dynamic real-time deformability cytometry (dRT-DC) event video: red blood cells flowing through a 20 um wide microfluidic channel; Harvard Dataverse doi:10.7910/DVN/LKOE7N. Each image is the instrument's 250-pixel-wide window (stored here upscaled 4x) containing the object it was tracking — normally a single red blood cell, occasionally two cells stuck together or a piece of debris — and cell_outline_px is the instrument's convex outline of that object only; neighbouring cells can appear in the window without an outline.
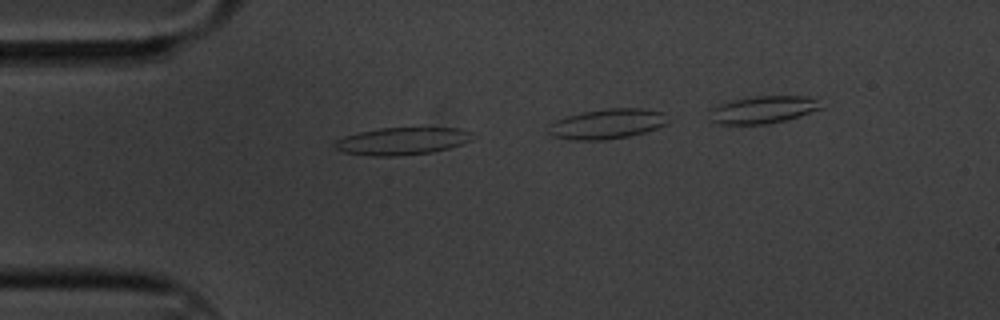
{"species": "common noctule bat (a hibernating species)", "species_latin": "Nyctalus noctula", "temperature_condition": "cold", "stored_images_in_passage": 4, "camera_frame_rate_fps": 3000, "um_per_image_px": 0.085, "animal": {"sex": "male", "body_mass_g": 20.1, "forearm_length_mm": 53.5}, "frame": {"image": 1, "passage_image": 2, "time_ms": 0.333, "image_size_px": [1000, 320], "cell_outline_px": [[476, 136], [472, 140], [464, 144], [432, 152], [392, 156], [376, 156], [344, 152], [332, 148], [332, 144], [336, 140], [344, 136], [360, 132], [380, 128], [456, 128], [472, 132]], "centroid_in_image_um": [34.19, 11.99], "position_along_channel_um": 50.8, "area_um2": 22.02}}